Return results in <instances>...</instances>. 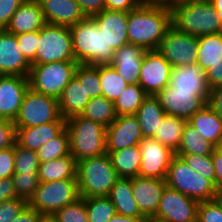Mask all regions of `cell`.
Listing matches in <instances>:
<instances>
[{"instance_id":"obj_31","label":"cell","mask_w":222,"mask_h":222,"mask_svg":"<svg viewBox=\"0 0 222 222\" xmlns=\"http://www.w3.org/2000/svg\"><path fill=\"white\" fill-rule=\"evenodd\" d=\"M106 153H108L119 178H133L138 176L141 164V150L139 145Z\"/></svg>"},{"instance_id":"obj_6","label":"cell","mask_w":222,"mask_h":222,"mask_svg":"<svg viewBox=\"0 0 222 222\" xmlns=\"http://www.w3.org/2000/svg\"><path fill=\"white\" fill-rule=\"evenodd\" d=\"M165 183L182 194L205 202L215 199L214 184L200 173L193 171L179 156L175 155L168 167Z\"/></svg>"},{"instance_id":"obj_51","label":"cell","mask_w":222,"mask_h":222,"mask_svg":"<svg viewBox=\"0 0 222 222\" xmlns=\"http://www.w3.org/2000/svg\"><path fill=\"white\" fill-rule=\"evenodd\" d=\"M212 161L215 171L214 188L218 195L222 193V147L213 150Z\"/></svg>"},{"instance_id":"obj_41","label":"cell","mask_w":222,"mask_h":222,"mask_svg":"<svg viewBox=\"0 0 222 222\" xmlns=\"http://www.w3.org/2000/svg\"><path fill=\"white\" fill-rule=\"evenodd\" d=\"M12 182L18 198L25 200L27 203L33 197L39 185L37 173H14Z\"/></svg>"},{"instance_id":"obj_33","label":"cell","mask_w":222,"mask_h":222,"mask_svg":"<svg viewBox=\"0 0 222 222\" xmlns=\"http://www.w3.org/2000/svg\"><path fill=\"white\" fill-rule=\"evenodd\" d=\"M186 123L183 118L166 115L152 138L176 152Z\"/></svg>"},{"instance_id":"obj_56","label":"cell","mask_w":222,"mask_h":222,"mask_svg":"<svg viewBox=\"0 0 222 222\" xmlns=\"http://www.w3.org/2000/svg\"><path fill=\"white\" fill-rule=\"evenodd\" d=\"M18 198L12 182V177L0 180V203L3 201Z\"/></svg>"},{"instance_id":"obj_13","label":"cell","mask_w":222,"mask_h":222,"mask_svg":"<svg viewBox=\"0 0 222 222\" xmlns=\"http://www.w3.org/2000/svg\"><path fill=\"white\" fill-rule=\"evenodd\" d=\"M173 67L157 50L146 51L141 64L138 84L147 95L156 96L170 85Z\"/></svg>"},{"instance_id":"obj_34","label":"cell","mask_w":222,"mask_h":222,"mask_svg":"<svg viewBox=\"0 0 222 222\" xmlns=\"http://www.w3.org/2000/svg\"><path fill=\"white\" fill-rule=\"evenodd\" d=\"M216 147L204 139L196 129L186 123L175 154L212 155Z\"/></svg>"},{"instance_id":"obj_1","label":"cell","mask_w":222,"mask_h":222,"mask_svg":"<svg viewBox=\"0 0 222 222\" xmlns=\"http://www.w3.org/2000/svg\"><path fill=\"white\" fill-rule=\"evenodd\" d=\"M171 24V10L141 2L128 12L127 37L130 44L146 51L157 50Z\"/></svg>"},{"instance_id":"obj_20","label":"cell","mask_w":222,"mask_h":222,"mask_svg":"<svg viewBox=\"0 0 222 222\" xmlns=\"http://www.w3.org/2000/svg\"><path fill=\"white\" fill-rule=\"evenodd\" d=\"M104 33L106 45L115 51L128 44L127 26L128 12L104 9L101 13L91 17Z\"/></svg>"},{"instance_id":"obj_24","label":"cell","mask_w":222,"mask_h":222,"mask_svg":"<svg viewBox=\"0 0 222 222\" xmlns=\"http://www.w3.org/2000/svg\"><path fill=\"white\" fill-rule=\"evenodd\" d=\"M45 24L46 21L39 2L37 0H30L20 5L11 17L5 30L9 33L18 35L21 33L39 31Z\"/></svg>"},{"instance_id":"obj_44","label":"cell","mask_w":222,"mask_h":222,"mask_svg":"<svg viewBox=\"0 0 222 222\" xmlns=\"http://www.w3.org/2000/svg\"><path fill=\"white\" fill-rule=\"evenodd\" d=\"M195 172L200 173L214 184L215 171L212 155L175 154Z\"/></svg>"},{"instance_id":"obj_42","label":"cell","mask_w":222,"mask_h":222,"mask_svg":"<svg viewBox=\"0 0 222 222\" xmlns=\"http://www.w3.org/2000/svg\"><path fill=\"white\" fill-rule=\"evenodd\" d=\"M53 216L57 222H89L85 198L80 197L75 202L58 209Z\"/></svg>"},{"instance_id":"obj_62","label":"cell","mask_w":222,"mask_h":222,"mask_svg":"<svg viewBox=\"0 0 222 222\" xmlns=\"http://www.w3.org/2000/svg\"><path fill=\"white\" fill-rule=\"evenodd\" d=\"M212 0H179V5L197 4V3H209Z\"/></svg>"},{"instance_id":"obj_50","label":"cell","mask_w":222,"mask_h":222,"mask_svg":"<svg viewBox=\"0 0 222 222\" xmlns=\"http://www.w3.org/2000/svg\"><path fill=\"white\" fill-rule=\"evenodd\" d=\"M18 0H0V30H5L11 17L20 7Z\"/></svg>"},{"instance_id":"obj_48","label":"cell","mask_w":222,"mask_h":222,"mask_svg":"<svg viewBox=\"0 0 222 222\" xmlns=\"http://www.w3.org/2000/svg\"><path fill=\"white\" fill-rule=\"evenodd\" d=\"M16 143V127L14 121L0 119V150L10 148Z\"/></svg>"},{"instance_id":"obj_45","label":"cell","mask_w":222,"mask_h":222,"mask_svg":"<svg viewBox=\"0 0 222 222\" xmlns=\"http://www.w3.org/2000/svg\"><path fill=\"white\" fill-rule=\"evenodd\" d=\"M197 222H222V209L215 200L199 202Z\"/></svg>"},{"instance_id":"obj_9","label":"cell","mask_w":222,"mask_h":222,"mask_svg":"<svg viewBox=\"0 0 222 222\" xmlns=\"http://www.w3.org/2000/svg\"><path fill=\"white\" fill-rule=\"evenodd\" d=\"M78 198L80 196L76 179L39 182L28 205L40 214L53 215L58 209L75 202Z\"/></svg>"},{"instance_id":"obj_19","label":"cell","mask_w":222,"mask_h":222,"mask_svg":"<svg viewBox=\"0 0 222 222\" xmlns=\"http://www.w3.org/2000/svg\"><path fill=\"white\" fill-rule=\"evenodd\" d=\"M132 193L140 212L150 220L157 212L165 179L136 176L131 178Z\"/></svg>"},{"instance_id":"obj_38","label":"cell","mask_w":222,"mask_h":222,"mask_svg":"<svg viewBox=\"0 0 222 222\" xmlns=\"http://www.w3.org/2000/svg\"><path fill=\"white\" fill-rule=\"evenodd\" d=\"M70 154L68 130L65 127L55 138L46 142L37 150L39 162L62 158Z\"/></svg>"},{"instance_id":"obj_37","label":"cell","mask_w":222,"mask_h":222,"mask_svg":"<svg viewBox=\"0 0 222 222\" xmlns=\"http://www.w3.org/2000/svg\"><path fill=\"white\" fill-rule=\"evenodd\" d=\"M99 79L102 96L111 102L116 101L128 85L109 64L99 65Z\"/></svg>"},{"instance_id":"obj_61","label":"cell","mask_w":222,"mask_h":222,"mask_svg":"<svg viewBox=\"0 0 222 222\" xmlns=\"http://www.w3.org/2000/svg\"><path fill=\"white\" fill-rule=\"evenodd\" d=\"M37 222H57V221L53 215L40 214Z\"/></svg>"},{"instance_id":"obj_57","label":"cell","mask_w":222,"mask_h":222,"mask_svg":"<svg viewBox=\"0 0 222 222\" xmlns=\"http://www.w3.org/2000/svg\"><path fill=\"white\" fill-rule=\"evenodd\" d=\"M40 213L28 204L11 222H37Z\"/></svg>"},{"instance_id":"obj_12","label":"cell","mask_w":222,"mask_h":222,"mask_svg":"<svg viewBox=\"0 0 222 222\" xmlns=\"http://www.w3.org/2000/svg\"><path fill=\"white\" fill-rule=\"evenodd\" d=\"M199 202L165 186L151 222H197Z\"/></svg>"},{"instance_id":"obj_18","label":"cell","mask_w":222,"mask_h":222,"mask_svg":"<svg viewBox=\"0 0 222 222\" xmlns=\"http://www.w3.org/2000/svg\"><path fill=\"white\" fill-rule=\"evenodd\" d=\"M31 63L24 57L15 34L0 30V75L28 77Z\"/></svg>"},{"instance_id":"obj_5","label":"cell","mask_w":222,"mask_h":222,"mask_svg":"<svg viewBox=\"0 0 222 222\" xmlns=\"http://www.w3.org/2000/svg\"><path fill=\"white\" fill-rule=\"evenodd\" d=\"M170 10L171 24L180 32L196 37L222 32L219 16L211 2L176 5Z\"/></svg>"},{"instance_id":"obj_10","label":"cell","mask_w":222,"mask_h":222,"mask_svg":"<svg viewBox=\"0 0 222 222\" xmlns=\"http://www.w3.org/2000/svg\"><path fill=\"white\" fill-rule=\"evenodd\" d=\"M58 99L44 95L29 88L23 98L15 127H33L60 119Z\"/></svg>"},{"instance_id":"obj_15","label":"cell","mask_w":222,"mask_h":222,"mask_svg":"<svg viewBox=\"0 0 222 222\" xmlns=\"http://www.w3.org/2000/svg\"><path fill=\"white\" fill-rule=\"evenodd\" d=\"M139 147L141 164L138 176L165 179L175 152L152 137L143 138Z\"/></svg>"},{"instance_id":"obj_58","label":"cell","mask_w":222,"mask_h":222,"mask_svg":"<svg viewBox=\"0 0 222 222\" xmlns=\"http://www.w3.org/2000/svg\"><path fill=\"white\" fill-rule=\"evenodd\" d=\"M142 2L148 5L165 7L169 9L176 5H179V0H142Z\"/></svg>"},{"instance_id":"obj_55","label":"cell","mask_w":222,"mask_h":222,"mask_svg":"<svg viewBox=\"0 0 222 222\" xmlns=\"http://www.w3.org/2000/svg\"><path fill=\"white\" fill-rule=\"evenodd\" d=\"M207 104L222 118V86L210 90Z\"/></svg>"},{"instance_id":"obj_7","label":"cell","mask_w":222,"mask_h":222,"mask_svg":"<svg viewBox=\"0 0 222 222\" xmlns=\"http://www.w3.org/2000/svg\"><path fill=\"white\" fill-rule=\"evenodd\" d=\"M76 61H58L31 65L29 88L33 91L59 98L63 89L74 77Z\"/></svg>"},{"instance_id":"obj_43","label":"cell","mask_w":222,"mask_h":222,"mask_svg":"<svg viewBox=\"0 0 222 222\" xmlns=\"http://www.w3.org/2000/svg\"><path fill=\"white\" fill-rule=\"evenodd\" d=\"M39 163L37 151L25 149L15 143V173H37Z\"/></svg>"},{"instance_id":"obj_39","label":"cell","mask_w":222,"mask_h":222,"mask_svg":"<svg viewBox=\"0 0 222 222\" xmlns=\"http://www.w3.org/2000/svg\"><path fill=\"white\" fill-rule=\"evenodd\" d=\"M74 76L84 85L86 96L90 99L102 96L99 79V65L78 64Z\"/></svg>"},{"instance_id":"obj_63","label":"cell","mask_w":222,"mask_h":222,"mask_svg":"<svg viewBox=\"0 0 222 222\" xmlns=\"http://www.w3.org/2000/svg\"><path fill=\"white\" fill-rule=\"evenodd\" d=\"M215 200L220 204V207L222 209V193L216 195Z\"/></svg>"},{"instance_id":"obj_22","label":"cell","mask_w":222,"mask_h":222,"mask_svg":"<svg viewBox=\"0 0 222 222\" xmlns=\"http://www.w3.org/2000/svg\"><path fill=\"white\" fill-rule=\"evenodd\" d=\"M47 24L71 27L87 17L76 0H37Z\"/></svg>"},{"instance_id":"obj_59","label":"cell","mask_w":222,"mask_h":222,"mask_svg":"<svg viewBox=\"0 0 222 222\" xmlns=\"http://www.w3.org/2000/svg\"><path fill=\"white\" fill-rule=\"evenodd\" d=\"M108 222H149L146 217H129L116 214Z\"/></svg>"},{"instance_id":"obj_49","label":"cell","mask_w":222,"mask_h":222,"mask_svg":"<svg viewBox=\"0 0 222 222\" xmlns=\"http://www.w3.org/2000/svg\"><path fill=\"white\" fill-rule=\"evenodd\" d=\"M15 145L0 150V180L10 178L15 173L14 170Z\"/></svg>"},{"instance_id":"obj_47","label":"cell","mask_w":222,"mask_h":222,"mask_svg":"<svg viewBox=\"0 0 222 222\" xmlns=\"http://www.w3.org/2000/svg\"><path fill=\"white\" fill-rule=\"evenodd\" d=\"M28 203L20 198L0 203V222H11Z\"/></svg>"},{"instance_id":"obj_8","label":"cell","mask_w":222,"mask_h":222,"mask_svg":"<svg viewBox=\"0 0 222 222\" xmlns=\"http://www.w3.org/2000/svg\"><path fill=\"white\" fill-rule=\"evenodd\" d=\"M58 61H75L71 31L67 26L46 23L39 30L37 51L31 65Z\"/></svg>"},{"instance_id":"obj_36","label":"cell","mask_w":222,"mask_h":222,"mask_svg":"<svg viewBox=\"0 0 222 222\" xmlns=\"http://www.w3.org/2000/svg\"><path fill=\"white\" fill-rule=\"evenodd\" d=\"M147 96L139 84H128L119 98L113 102L117 116L136 114Z\"/></svg>"},{"instance_id":"obj_17","label":"cell","mask_w":222,"mask_h":222,"mask_svg":"<svg viewBox=\"0 0 222 222\" xmlns=\"http://www.w3.org/2000/svg\"><path fill=\"white\" fill-rule=\"evenodd\" d=\"M28 89V77L0 75V119H16Z\"/></svg>"},{"instance_id":"obj_14","label":"cell","mask_w":222,"mask_h":222,"mask_svg":"<svg viewBox=\"0 0 222 222\" xmlns=\"http://www.w3.org/2000/svg\"><path fill=\"white\" fill-rule=\"evenodd\" d=\"M209 94H192V91L174 90L170 85L161 90L156 97L166 115L189 120L207 104Z\"/></svg>"},{"instance_id":"obj_26","label":"cell","mask_w":222,"mask_h":222,"mask_svg":"<svg viewBox=\"0 0 222 222\" xmlns=\"http://www.w3.org/2000/svg\"><path fill=\"white\" fill-rule=\"evenodd\" d=\"M170 86L174 90L192 91V94H209L205 72L198 64L173 68Z\"/></svg>"},{"instance_id":"obj_60","label":"cell","mask_w":222,"mask_h":222,"mask_svg":"<svg viewBox=\"0 0 222 222\" xmlns=\"http://www.w3.org/2000/svg\"><path fill=\"white\" fill-rule=\"evenodd\" d=\"M211 4L214 6V9L217 11V14L222 25V0H212Z\"/></svg>"},{"instance_id":"obj_27","label":"cell","mask_w":222,"mask_h":222,"mask_svg":"<svg viewBox=\"0 0 222 222\" xmlns=\"http://www.w3.org/2000/svg\"><path fill=\"white\" fill-rule=\"evenodd\" d=\"M89 100L90 98L86 96L84 85H81L74 76L58 98L62 118L67 119L74 115H81Z\"/></svg>"},{"instance_id":"obj_25","label":"cell","mask_w":222,"mask_h":222,"mask_svg":"<svg viewBox=\"0 0 222 222\" xmlns=\"http://www.w3.org/2000/svg\"><path fill=\"white\" fill-rule=\"evenodd\" d=\"M187 123L215 147H222V118L208 104L198 110Z\"/></svg>"},{"instance_id":"obj_2","label":"cell","mask_w":222,"mask_h":222,"mask_svg":"<svg viewBox=\"0 0 222 222\" xmlns=\"http://www.w3.org/2000/svg\"><path fill=\"white\" fill-rule=\"evenodd\" d=\"M75 61L78 64L105 65L109 64L115 50L108 48L104 33L99 31L96 22L87 17L69 27Z\"/></svg>"},{"instance_id":"obj_46","label":"cell","mask_w":222,"mask_h":222,"mask_svg":"<svg viewBox=\"0 0 222 222\" xmlns=\"http://www.w3.org/2000/svg\"><path fill=\"white\" fill-rule=\"evenodd\" d=\"M15 36L24 57L31 63L35 59L39 31L21 33Z\"/></svg>"},{"instance_id":"obj_40","label":"cell","mask_w":222,"mask_h":222,"mask_svg":"<svg viewBox=\"0 0 222 222\" xmlns=\"http://www.w3.org/2000/svg\"><path fill=\"white\" fill-rule=\"evenodd\" d=\"M89 222H108L117 214L116 208L107 196L85 198Z\"/></svg>"},{"instance_id":"obj_29","label":"cell","mask_w":222,"mask_h":222,"mask_svg":"<svg viewBox=\"0 0 222 222\" xmlns=\"http://www.w3.org/2000/svg\"><path fill=\"white\" fill-rule=\"evenodd\" d=\"M141 127L143 138L153 137L161 121L166 116L156 96L148 95L135 114Z\"/></svg>"},{"instance_id":"obj_30","label":"cell","mask_w":222,"mask_h":222,"mask_svg":"<svg viewBox=\"0 0 222 222\" xmlns=\"http://www.w3.org/2000/svg\"><path fill=\"white\" fill-rule=\"evenodd\" d=\"M76 170L77 161L69 154L62 158L40 162L37 175L39 182L76 179Z\"/></svg>"},{"instance_id":"obj_32","label":"cell","mask_w":222,"mask_h":222,"mask_svg":"<svg viewBox=\"0 0 222 222\" xmlns=\"http://www.w3.org/2000/svg\"><path fill=\"white\" fill-rule=\"evenodd\" d=\"M197 62L205 72L222 60V32L198 37Z\"/></svg>"},{"instance_id":"obj_53","label":"cell","mask_w":222,"mask_h":222,"mask_svg":"<svg viewBox=\"0 0 222 222\" xmlns=\"http://www.w3.org/2000/svg\"><path fill=\"white\" fill-rule=\"evenodd\" d=\"M86 17L101 13L105 9V0H76Z\"/></svg>"},{"instance_id":"obj_11","label":"cell","mask_w":222,"mask_h":222,"mask_svg":"<svg viewBox=\"0 0 222 222\" xmlns=\"http://www.w3.org/2000/svg\"><path fill=\"white\" fill-rule=\"evenodd\" d=\"M173 68L196 64L198 37L180 32L171 26L157 48Z\"/></svg>"},{"instance_id":"obj_4","label":"cell","mask_w":222,"mask_h":222,"mask_svg":"<svg viewBox=\"0 0 222 222\" xmlns=\"http://www.w3.org/2000/svg\"><path fill=\"white\" fill-rule=\"evenodd\" d=\"M70 154L78 162L106 153V127L81 115L66 119Z\"/></svg>"},{"instance_id":"obj_23","label":"cell","mask_w":222,"mask_h":222,"mask_svg":"<svg viewBox=\"0 0 222 222\" xmlns=\"http://www.w3.org/2000/svg\"><path fill=\"white\" fill-rule=\"evenodd\" d=\"M66 127V119L33 127H16V143L29 150L37 151L46 142L53 139Z\"/></svg>"},{"instance_id":"obj_16","label":"cell","mask_w":222,"mask_h":222,"mask_svg":"<svg viewBox=\"0 0 222 222\" xmlns=\"http://www.w3.org/2000/svg\"><path fill=\"white\" fill-rule=\"evenodd\" d=\"M143 135L135 116L120 115L106 128V152L139 145Z\"/></svg>"},{"instance_id":"obj_21","label":"cell","mask_w":222,"mask_h":222,"mask_svg":"<svg viewBox=\"0 0 222 222\" xmlns=\"http://www.w3.org/2000/svg\"><path fill=\"white\" fill-rule=\"evenodd\" d=\"M146 50L134 44H125L117 49L109 65L127 84H138L141 64Z\"/></svg>"},{"instance_id":"obj_3","label":"cell","mask_w":222,"mask_h":222,"mask_svg":"<svg viewBox=\"0 0 222 222\" xmlns=\"http://www.w3.org/2000/svg\"><path fill=\"white\" fill-rule=\"evenodd\" d=\"M118 179L108 153L77 162L76 180L81 198L108 196Z\"/></svg>"},{"instance_id":"obj_28","label":"cell","mask_w":222,"mask_h":222,"mask_svg":"<svg viewBox=\"0 0 222 222\" xmlns=\"http://www.w3.org/2000/svg\"><path fill=\"white\" fill-rule=\"evenodd\" d=\"M117 214L129 217H145L139 210L132 193L131 178H119L112 186L108 196Z\"/></svg>"},{"instance_id":"obj_52","label":"cell","mask_w":222,"mask_h":222,"mask_svg":"<svg viewBox=\"0 0 222 222\" xmlns=\"http://www.w3.org/2000/svg\"><path fill=\"white\" fill-rule=\"evenodd\" d=\"M205 78L209 90L222 86V60L205 71Z\"/></svg>"},{"instance_id":"obj_35","label":"cell","mask_w":222,"mask_h":222,"mask_svg":"<svg viewBox=\"0 0 222 222\" xmlns=\"http://www.w3.org/2000/svg\"><path fill=\"white\" fill-rule=\"evenodd\" d=\"M81 116L106 128L117 118L113 102L104 96L91 98Z\"/></svg>"},{"instance_id":"obj_54","label":"cell","mask_w":222,"mask_h":222,"mask_svg":"<svg viewBox=\"0 0 222 222\" xmlns=\"http://www.w3.org/2000/svg\"><path fill=\"white\" fill-rule=\"evenodd\" d=\"M142 0H105V9L130 12L135 9Z\"/></svg>"},{"instance_id":"obj_64","label":"cell","mask_w":222,"mask_h":222,"mask_svg":"<svg viewBox=\"0 0 222 222\" xmlns=\"http://www.w3.org/2000/svg\"><path fill=\"white\" fill-rule=\"evenodd\" d=\"M18 1L22 4V3H26V2H28L30 0H18Z\"/></svg>"}]
</instances>
